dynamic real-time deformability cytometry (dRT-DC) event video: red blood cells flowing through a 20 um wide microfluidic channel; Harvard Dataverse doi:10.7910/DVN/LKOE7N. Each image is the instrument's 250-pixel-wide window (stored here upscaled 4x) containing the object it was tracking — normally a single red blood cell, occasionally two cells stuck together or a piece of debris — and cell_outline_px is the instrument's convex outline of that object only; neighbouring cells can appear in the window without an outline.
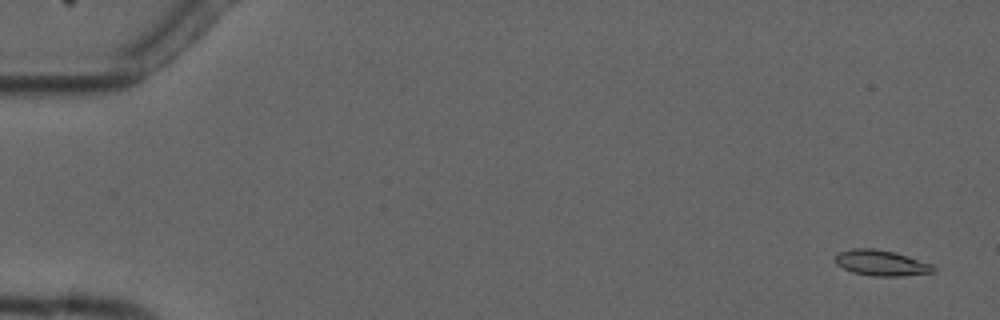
{"species": "common noctule bat (a hibernating species)", "species_latin": "Nyctalus noctula", "temperature_condition": "cold", "stored_images_in_passage": 4, "camera_frame_rate_fps": 3000, "um_per_image_px": 0.085, "animal": {"sex": "male", "forearm_length_mm": 52.5}, "frame": {"image": 1, "passage_image": 1, "time_ms": 0.0, "image_size_px": [1000, 320], "cell_outline_px": [[936, 272], [900, 276], [872, 276], [852, 272], [836, 264], [836, 252], [852, 248], [872, 248], [892, 252], [932, 264], [936, 268]], "centroid_in_image_um": [74.88, 22.35], "position_along_channel_um": 10.1, "area_um2": 14.57}}